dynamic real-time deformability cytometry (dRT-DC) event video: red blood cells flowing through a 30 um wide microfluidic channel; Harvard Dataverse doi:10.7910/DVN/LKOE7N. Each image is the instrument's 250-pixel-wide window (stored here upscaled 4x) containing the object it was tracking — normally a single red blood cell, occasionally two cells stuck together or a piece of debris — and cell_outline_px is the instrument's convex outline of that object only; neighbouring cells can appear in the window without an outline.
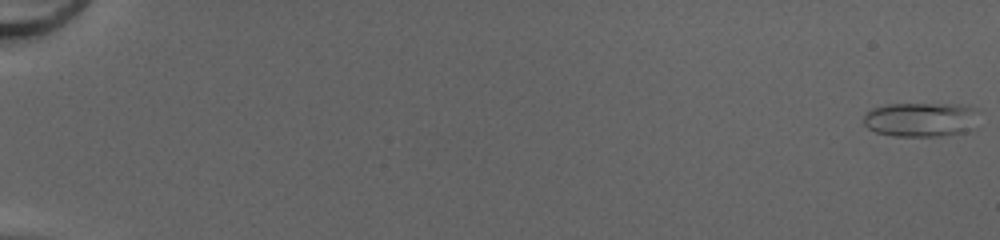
{"species": "common noctule bat (a hibernating species)", "species_latin": "Nyctalus noctula", "temperature_condition": "cold", "stored_images_in_passage": 51, "camera_frame_rate_fps": 3000, "um_per_image_px": 0.085, "animal": {"sex": "female", "body_mass_g": 20.0, "forearm_length_mm": 54.0}, "frame": {"image": 1, "passage_image": 1, "time_ms": 0.0, "image_size_px": [1000, 240], "cell_outline_px": [[980, 112], [976, 128], [964, 132], [940, 136], [892, 136], [876, 132], [868, 128], [864, 124], [864, 116], [872, 108], [888, 104], [968, 104], [980, 108]], "centroid_in_image_um": [78.39, 10.15], "position_along_channel_um": 6.6, "area_um2": 23.76}}
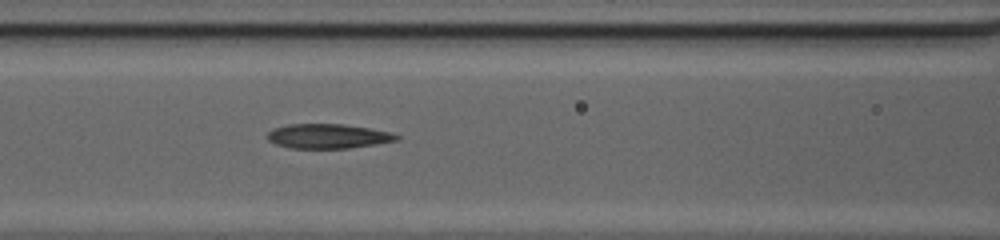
{"frame": {"image": 2, "passage_image": 25, "time_ms": 8.0, "image_size_px": [1000, 240], "cell_outline_px": [[400, 140], [376, 144], [348, 148], [288, 148], [276, 144], [268, 140], [268, 132], [272, 128], [288, 124], [344, 124], [392, 132], [400, 136]], "centroid_in_image_um": [27.89, 11.57], "position_along_channel_um": 138.7, "area_um2": 18.55}}
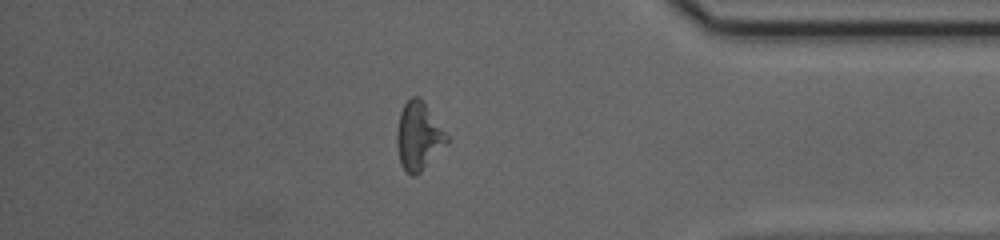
{"frame": {"image": 3, "passage_image": 45, "time_ms": 14.667, "image_size_px": [1000, 240], "cell_outline_px": [[448, 144], [416, 176], [412, 176], [404, 168], [400, 160], [396, 144], [396, 132], [400, 112], [404, 104], [412, 96], [420, 96], [448, 136]], "centroid_in_image_um": [35.58, 11.56], "position_along_channel_um": 399.6, "area_um2": 19.71}, "authors_computed_cell_mechanics": {"area_um2": 19.3052, "velocity_mm_per_s": 4.2215, "shape_relaxation_time_tau1_ms": null, "shape_relaxation_time_tau2_ms": 2.681, "deformation_change_tau1": null, "deformation_change_tau2": 0.1234}}